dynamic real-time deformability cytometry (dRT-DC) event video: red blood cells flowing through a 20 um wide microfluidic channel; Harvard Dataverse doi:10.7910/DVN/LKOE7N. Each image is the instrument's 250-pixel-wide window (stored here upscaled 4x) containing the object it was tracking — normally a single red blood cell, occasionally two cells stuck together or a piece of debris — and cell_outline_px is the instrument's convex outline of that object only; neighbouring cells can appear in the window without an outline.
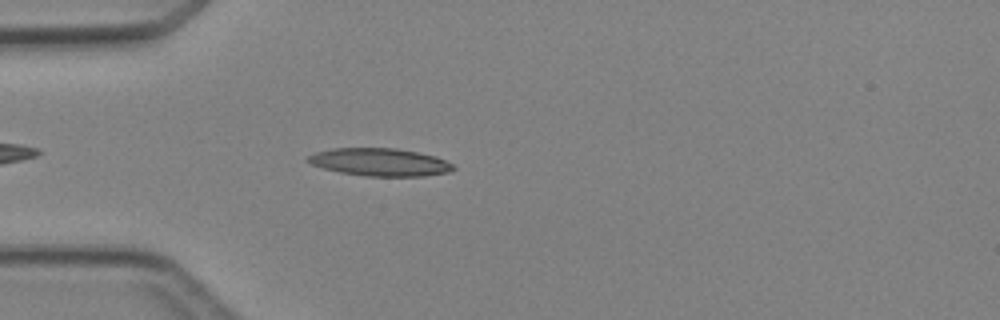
{"species": "Egyptian fruit bat (a non-hibernating species)", "species_latin": "Rousettus aegyptiacus", "temperature_condition": "cold", "stored_images_in_passage": 2, "camera_frame_rate_fps": 3000, "um_per_image_px": 0.085, "animal": {"sex": "female"}, "frame": {"image": 1, "passage_image": 2, "time_ms": 1.333, "image_size_px": [1000, 320], "cell_outline_px": [[456, 168], [448, 172], [424, 176], [364, 176], [340, 172], [324, 168], [312, 164], [304, 160], [308, 156], [316, 152], [332, 148], [396, 148], [436, 156], [452, 164]], "centroid_in_image_um": [32.27, 13.78], "position_along_channel_um": 52.7, "area_um2": 23.41}}